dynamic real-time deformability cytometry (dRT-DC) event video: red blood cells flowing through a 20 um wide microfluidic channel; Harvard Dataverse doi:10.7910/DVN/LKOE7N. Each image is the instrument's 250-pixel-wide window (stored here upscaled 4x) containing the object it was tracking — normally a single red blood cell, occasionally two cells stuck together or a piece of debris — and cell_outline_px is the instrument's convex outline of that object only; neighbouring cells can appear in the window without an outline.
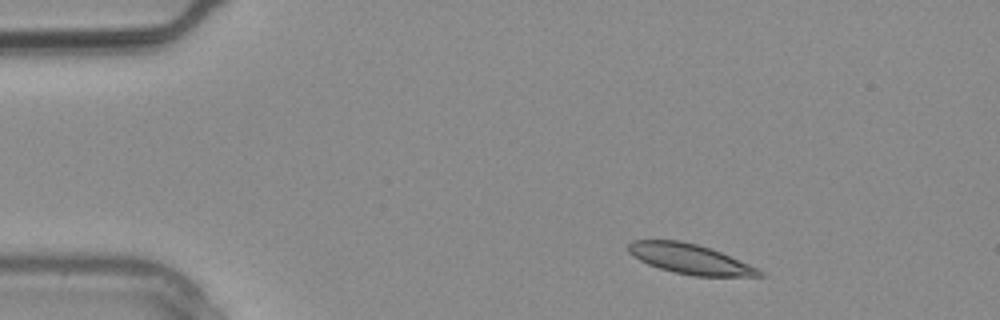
{"species": "common noctule bat (a hibernating species)", "species_latin": "Nyctalus noctula", "temperature_condition": "warm", "stored_images_in_passage": 2, "camera_frame_rate_fps": 3000, "um_per_image_px": 0.085, "animal": {"sex": "male", "body_mass_g": 20.4}, "frame": {"image": 1, "passage_image": 1, "time_ms": 0.0, "image_size_px": [1000, 320], "cell_outline_px": [[764, 276], [692, 276], [660, 268], [648, 264], [632, 256], [628, 252], [628, 244], [632, 240], [680, 240], [696, 244], [720, 252], [748, 264], [764, 272]], "centroid_in_image_um": [58.61, 22.01], "position_along_channel_um": 26.4, "area_um2": 22.54}}